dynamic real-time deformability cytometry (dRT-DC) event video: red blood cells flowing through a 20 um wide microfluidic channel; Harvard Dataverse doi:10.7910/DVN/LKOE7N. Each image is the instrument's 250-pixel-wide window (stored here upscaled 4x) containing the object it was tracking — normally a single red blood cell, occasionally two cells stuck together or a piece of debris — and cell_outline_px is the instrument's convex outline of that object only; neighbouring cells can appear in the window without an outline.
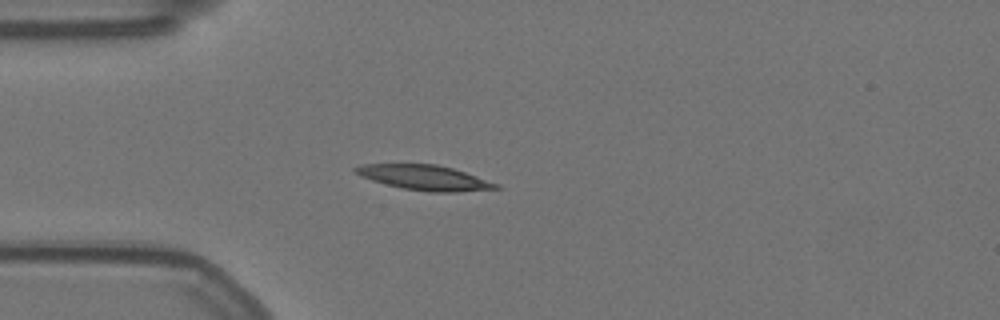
{"species": "Egyptian fruit bat (a non-hibernating species)", "species_latin": "Rousettus aegyptiacus", "temperature_condition": "warm", "stored_images_in_passage": 47, "camera_frame_rate_fps": 3000, "um_per_image_px": 0.085, "animal": {"sex": "female"}, "frame": {"image": 1, "passage_image": 9, "time_ms": 2.667, "image_size_px": [1000, 320], "cell_outline_px": [[504, 188], [456, 192], [428, 192], [404, 188], [372, 180], [360, 176], [352, 172], [352, 168], [360, 164], [436, 164], [452, 168], [500, 184]], "centroid_in_image_um": [36.08, 15.09], "position_along_channel_um": 48.9, "area_um2": 20.46}}
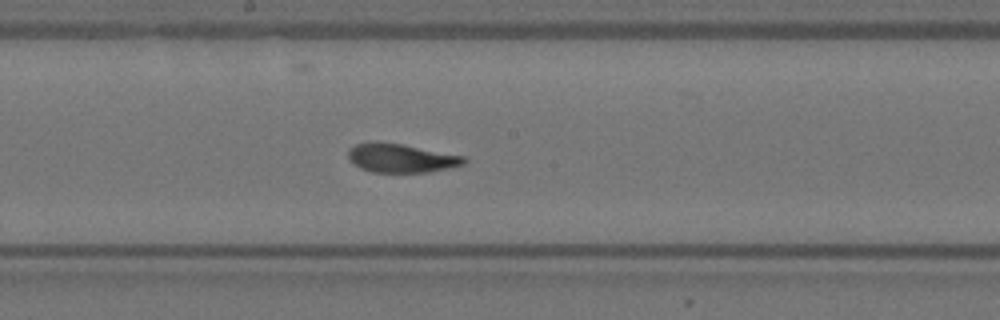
{"frame": {"image": 2, "passage_image": 24, "time_ms": 7.667, "image_size_px": [1000, 320], "cell_outline_px": [[468, 160], [464, 164], [452, 168], [428, 172], [372, 172], [360, 168], [348, 160], [348, 148], [356, 144], [376, 140], [404, 144], [464, 156]], "centroid_in_image_um": [34.08, 13.42], "position_along_channel_um": 214.1, "area_um2": 19.83}}
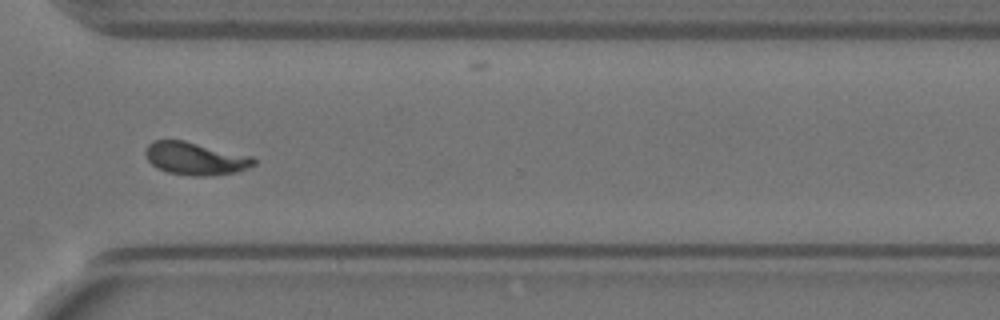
{"frame": {"image": 3, "passage_image": 36, "time_ms": 11.667, "image_size_px": [1000, 320], "cell_outline_px": [[256, 164], [248, 168], [236, 172], [212, 176], [196, 176], [168, 172], [156, 168], [148, 160], [144, 152], [148, 144], [152, 140], [184, 140], [252, 156], [256, 160]], "centroid_in_image_um": [16.61, 13.47], "position_along_channel_um": 354.0, "area_um2": 20.75}, "authors_computed_cell_mechanics": {"area_um2": 19.8254, "velocity_mm_per_s": 3.504, "shape_relaxation_time_tau1_ms": 4.5769, "shape_relaxation_time_tau2_ms": 1.1622, "deformation_change_tau1": 0.1915, "deformation_change_tau2": 0.0762}}